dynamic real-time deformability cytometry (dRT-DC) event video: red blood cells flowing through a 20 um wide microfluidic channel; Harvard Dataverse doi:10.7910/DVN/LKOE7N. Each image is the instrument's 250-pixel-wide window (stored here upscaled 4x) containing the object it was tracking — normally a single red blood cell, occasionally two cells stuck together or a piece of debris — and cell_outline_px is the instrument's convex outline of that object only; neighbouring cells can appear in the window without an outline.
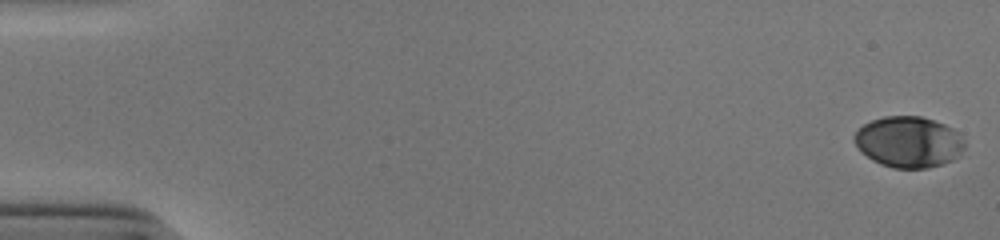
{"species": "human", "species_latin": "Homo sapiens", "temperature_condition": "cold", "stored_images_in_passage": 53, "camera_frame_rate_fps": 3000, "um_per_image_px": 0.085, "donor": {"sex": "male"}, "frame": {"image": 1, "passage_image": 1, "time_ms": 0.0, "image_size_px": [1000, 240], "cell_outline_px": [[964, 148], [960, 156], [952, 160], [928, 168], [892, 168], [880, 164], [872, 160], [860, 152], [852, 140], [852, 136], [864, 124], [872, 120], [884, 116], [920, 116], [944, 124], [960, 132], [964, 140]], "centroid_in_image_um": [77.22, 12.07], "position_along_channel_um": 7.8, "area_um2": 33.12}}
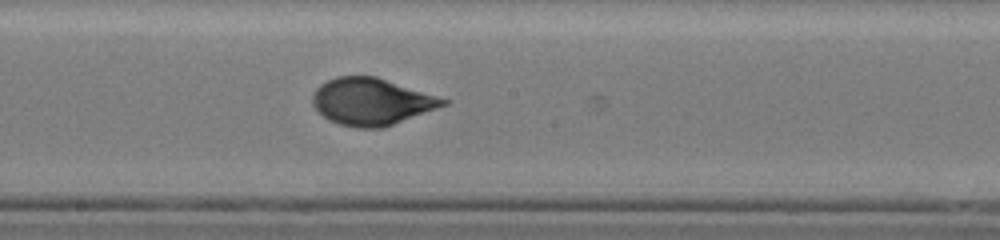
{"frame": {"image": 2, "passage_image": 30, "time_ms": 9.667, "image_size_px": [1000, 240], "cell_outline_px": [[452, 100], [448, 104], [384, 128], [356, 128], [340, 124], [328, 120], [312, 104], [312, 96], [316, 88], [320, 84], [336, 76], [376, 76]], "centroid_in_image_um": [31.6, 8.63], "position_along_channel_um": 216.6, "area_um2": 35.89}}
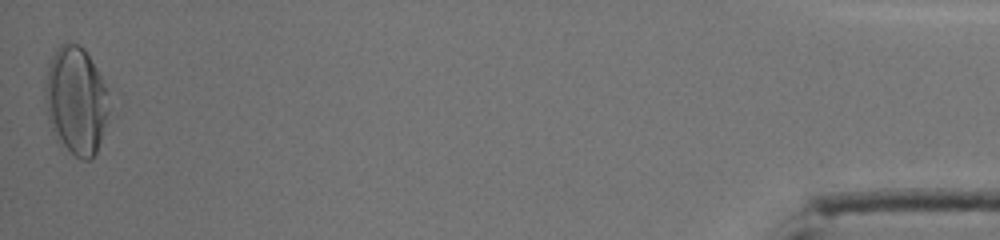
{"frame": {"image": 3, "passage_image": 53, "time_ms": 17.333, "image_size_px": [1000, 240], "cell_outline_px": [[108, 112], [100, 140], [96, 152], [88, 160], [80, 160], [56, 140], [48, 120], [44, 100], [44, 88], [48, 60], [56, 48], [64, 40], [72, 40], [84, 48], [96, 68], [108, 92]], "centroid_in_image_um": [6.41, 8.49], "position_along_channel_um": 428.8, "area_um2": 40.58}, "authors_computed_cell_mechanics": {"area_um2": 34.7956, "velocity_mm_per_s": 3.9098, "shape_relaxation_time_tau1_ms": 3.4852, "shape_relaxation_time_tau2_ms": null, "deformation_change_tau1": 0.1576, "deformation_change_tau2": null}}